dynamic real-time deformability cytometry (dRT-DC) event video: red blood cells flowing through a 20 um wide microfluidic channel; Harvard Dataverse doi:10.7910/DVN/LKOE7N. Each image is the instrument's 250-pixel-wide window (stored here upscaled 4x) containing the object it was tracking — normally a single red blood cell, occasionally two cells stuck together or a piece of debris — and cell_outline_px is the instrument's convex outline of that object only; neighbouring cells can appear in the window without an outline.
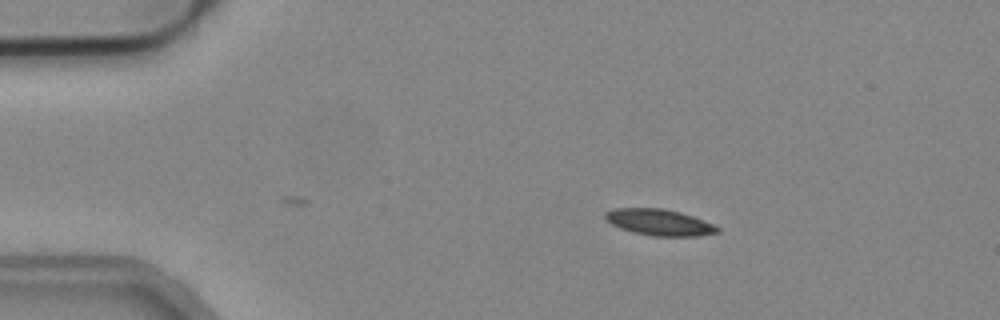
{"species": "common noctule bat (a hibernating species)", "species_latin": "Nyctalus noctula", "temperature_condition": "cold", "stored_images_in_passage": 39, "camera_frame_rate_fps": 3000, "um_per_image_px": 0.085, "animal": {"sex": "male", "body_mass_g": 19.2, "forearm_length_mm": 51.8}, "frame": {"image": 1, "passage_image": 1, "time_ms": 0.0, "image_size_px": [1000, 320], "cell_outline_px": [[720, 232], [696, 236], [652, 236], [632, 232], [620, 228], [612, 224], [604, 216], [604, 212], [612, 208], [664, 208], [680, 212], [704, 220], [720, 228]], "centroid_in_image_um": [56.03, 18.89], "position_along_channel_um": 29.0, "area_um2": 17.22}}
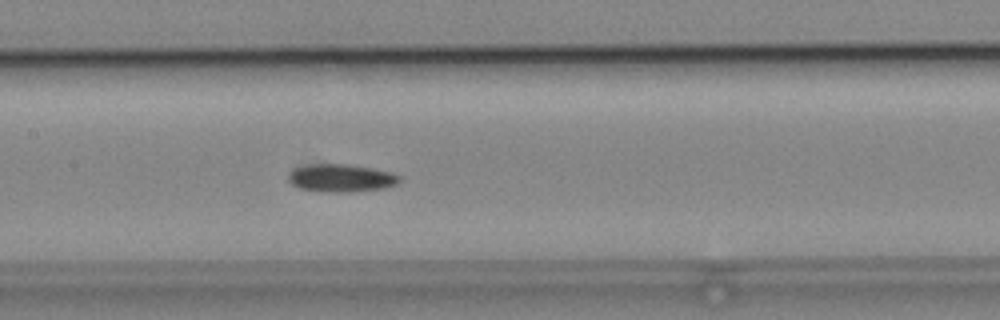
{"frame": {"image": 2, "passage_image": 17, "time_ms": 5.333, "image_size_px": [1000, 320], "cell_outline_px": [[400, 180], [396, 184], [384, 188], [340, 192], [324, 192], [300, 188], [292, 184], [288, 180], [288, 172], [292, 168], [304, 164], [344, 164], [372, 168], [392, 172], [400, 176]], "centroid_in_image_um": [28.93, 15.11], "position_along_channel_um": 178.5, "area_um2": 18.03}}
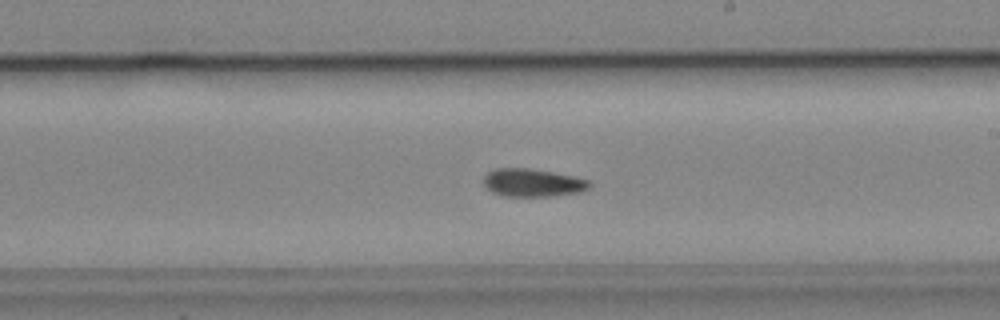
{"frame": {"image": 3, "passage_image": 22, "time_ms": 7.0, "image_size_px": [1000, 320], "cell_outline_px": [[592, 184], [588, 188], [580, 192], [552, 196], [504, 196], [492, 192], [484, 184], [484, 176], [488, 172], [496, 168], [532, 168], [572, 176], [588, 180]], "centroid_in_image_um": [45.27, 15.53], "position_along_channel_um": 243.7, "area_um2": 17.17}}